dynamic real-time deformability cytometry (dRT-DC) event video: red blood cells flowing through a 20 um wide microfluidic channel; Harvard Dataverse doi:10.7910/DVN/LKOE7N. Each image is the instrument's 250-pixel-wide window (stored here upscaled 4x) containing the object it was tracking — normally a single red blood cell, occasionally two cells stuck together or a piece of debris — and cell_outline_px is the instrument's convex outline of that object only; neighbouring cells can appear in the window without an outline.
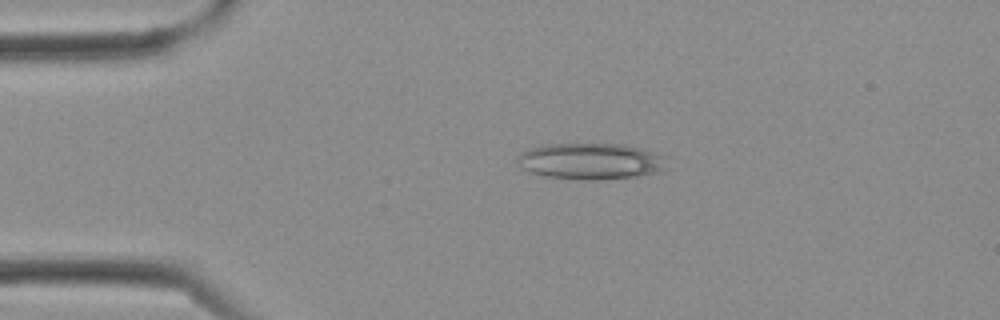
{"species": "Egyptian fruit bat (a non-hibernating species)", "species_latin": "Rousettus aegyptiacus", "temperature_condition": "cold", "stored_images_in_passage": 1, "camera_frame_rate_fps": 3000, "um_per_image_px": 0.085, "frame": {"image": 1, "passage_image": 1, "time_ms": 0.0, "image_size_px": [1000, 320], "cell_outline_px": [[668, 156], [660, 168], [656, 172], [636, 176], [600, 180], [584, 180], [544, 176], [528, 172], [516, 160], [516, 156], [520, 152], [528, 148], [544, 144], [624, 144], [644, 148]], "centroid_in_image_um": [50.16, 13.69], "position_along_channel_um": 34.8, "area_um2": 31.79}}